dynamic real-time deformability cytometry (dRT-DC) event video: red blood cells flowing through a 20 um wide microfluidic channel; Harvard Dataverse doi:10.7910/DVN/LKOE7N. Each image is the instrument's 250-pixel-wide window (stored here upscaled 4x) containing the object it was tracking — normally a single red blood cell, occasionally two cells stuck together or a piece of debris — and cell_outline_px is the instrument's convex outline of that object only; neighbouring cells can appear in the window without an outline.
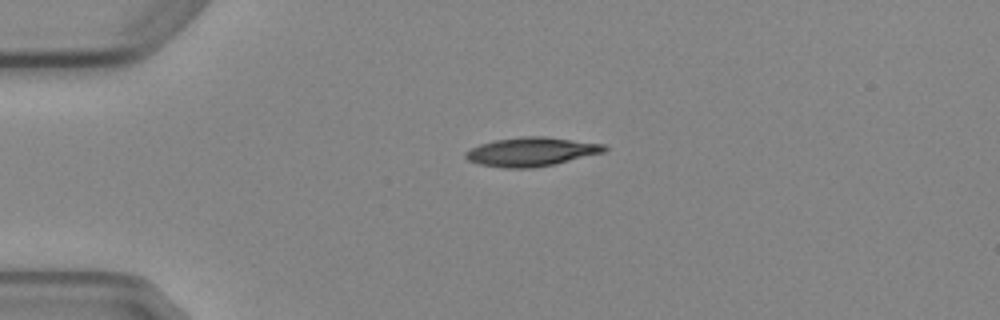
{"species": "Egyptian fruit bat (a non-hibernating species)", "species_latin": "Rousettus aegyptiacus", "temperature_condition": "cold", "stored_images_in_passage": 3, "camera_frame_rate_fps": 3000, "um_per_image_px": 0.085, "animal": {"sex": "female"}, "frame": {"image": 1, "passage_image": 1, "time_ms": 0.0, "image_size_px": [1000, 320], "cell_outline_px": [[608, 148], [604, 152], [556, 164], [532, 168], [504, 168], [480, 164], [468, 160], [464, 156], [464, 152], [480, 144], [496, 140], [520, 136], [544, 136], [604, 144]], "centroid_in_image_um": [45.16, 12.9], "position_along_channel_um": 39.8, "area_um2": 23.35}}
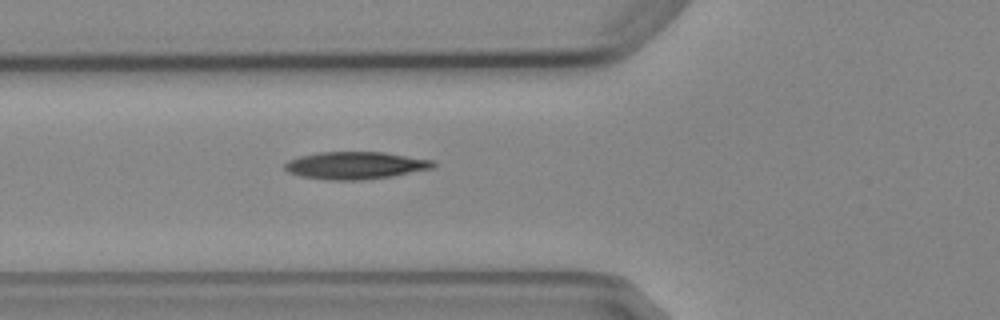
{"frame": {"image": 2, "passage_image": 3, "time_ms": 2.333, "image_size_px": [1000, 320], "cell_outline_px": [[436, 164], [432, 168], [392, 176], [360, 180], [328, 180], [300, 176], [288, 172], [284, 168], [284, 164], [288, 160], [300, 156], [320, 152], [384, 152], [432, 160]], "centroid_in_image_um": [30.17, 14.06], "position_along_channel_um": 95.6, "area_um2": 23.58}}